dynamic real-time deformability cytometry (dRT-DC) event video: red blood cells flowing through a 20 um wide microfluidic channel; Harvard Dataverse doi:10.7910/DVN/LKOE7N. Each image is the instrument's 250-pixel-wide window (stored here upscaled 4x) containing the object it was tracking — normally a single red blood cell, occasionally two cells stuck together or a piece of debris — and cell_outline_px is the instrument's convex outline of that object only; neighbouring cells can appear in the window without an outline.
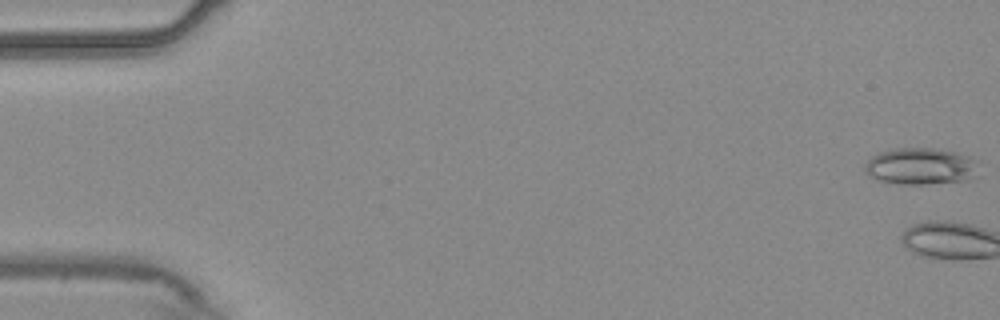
{"species": "common noctule bat (a hibernating species)", "species_latin": "Nyctalus noctula", "temperature_condition": "warm", "stored_images_in_passage": 3, "camera_frame_rate_fps": 3000, "um_per_image_px": 0.085, "animal": {"sex": "male", "body_mass_g": 20.4}, "frame": {"image": 1, "passage_image": 1, "time_ms": 0.0, "image_size_px": [1000, 320], "cell_outline_px": [[980, 176], [968, 180], [924, 184], [900, 184], [880, 180], [868, 176], [864, 172], [864, 164], [872, 156], [880, 152], [896, 148], [936, 148], [956, 152], [980, 160]], "centroid_in_image_um": [78.34, 14.13], "position_along_channel_um": 6.7, "area_um2": 24.97}}